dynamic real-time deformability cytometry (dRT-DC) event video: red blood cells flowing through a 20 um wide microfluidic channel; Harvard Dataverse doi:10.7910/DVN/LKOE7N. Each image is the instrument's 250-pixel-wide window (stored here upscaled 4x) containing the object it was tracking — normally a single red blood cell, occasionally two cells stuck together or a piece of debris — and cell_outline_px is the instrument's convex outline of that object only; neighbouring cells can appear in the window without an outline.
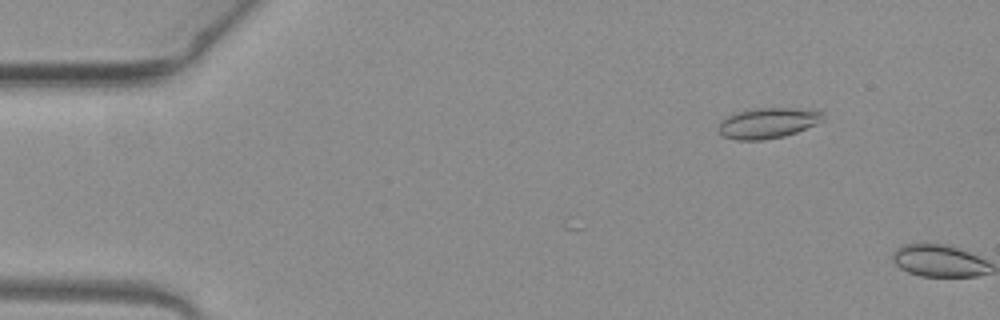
{"species": "common noctule bat (a hibernating species)", "species_latin": "Nyctalus noctula", "temperature_condition": "warm", "stored_images_in_passage": 4, "camera_frame_rate_fps": 3000, "um_per_image_px": 0.085, "animal": {"sex": "female", "body_mass_g": 19.3, "forearm_length_mm": 54.1}, "frame": {"image": 1, "passage_image": 3, "time_ms": 0.667, "image_size_px": [1000, 320], "cell_outline_px": [[824, 120], [816, 124], [796, 132], [784, 136], [764, 140], [736, 140], [724, 136], [716, 128], [720, 120], [732, 112], [744, 108], [816, 108], [824, 112]], "centroid_in_image_um": [65.26, 10.42], "position_along_channel_um": 19.7, "area_um2": 19.31}}